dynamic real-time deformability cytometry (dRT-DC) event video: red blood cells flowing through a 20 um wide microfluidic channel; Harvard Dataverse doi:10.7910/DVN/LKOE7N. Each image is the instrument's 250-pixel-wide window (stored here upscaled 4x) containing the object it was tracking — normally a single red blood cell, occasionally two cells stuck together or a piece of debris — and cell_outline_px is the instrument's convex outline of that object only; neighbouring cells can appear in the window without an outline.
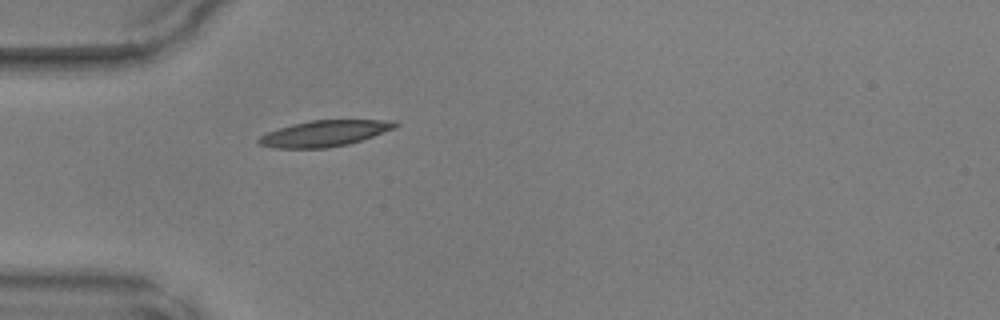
{"species": "common noctule bat (a hibernating species)", "species_latin": "Nyctalus noctula", "temperature_condition": "warm", "stored_images_in_passage": 32, "camera_frame_rate_fps": 3000, "um_per_image_px": 0.085, "animal": {"sex": "male", "body_mass_g": 17.9, "forearm_length_mm": 54.2}, "frame": {"image": 1, "passage_image": 1, "time_ms": 0.0, "image_size_px": [1000, 320], "cell_outline_px": [[400, 124], [396, 128], [348, 144], [328, 148], [276, 148], [260, 144], [256, 140], [260, 136], [268, 132], [292, 124], [312, 120], [380, 120]], "centroid_in_image_um": [27.55, 11.34], "position_along_channel_um": 57.5, "area_um2": 20.35}}
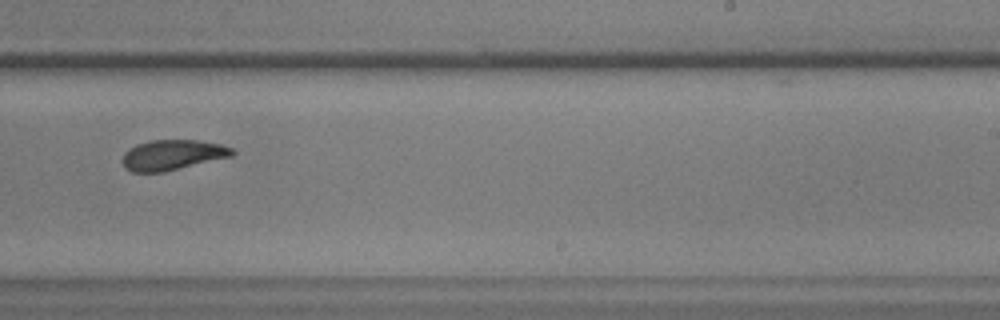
{"frame": {"image": 2, "passage_image": 17, "time_ms": 5.333, "image_size_px": [1000, 320], "cell_outline_px": [[236, 152], [232, 156], [164, 172], [132, 172], [124, 168], [124, 152], [136, 144], [152, 140], [196, 140], [220, 144], [232, 148]], "centroid_in_image_um": [14.66, 13.17], "position_along_channel_um": 274.3, "area_um2": 19.25}}
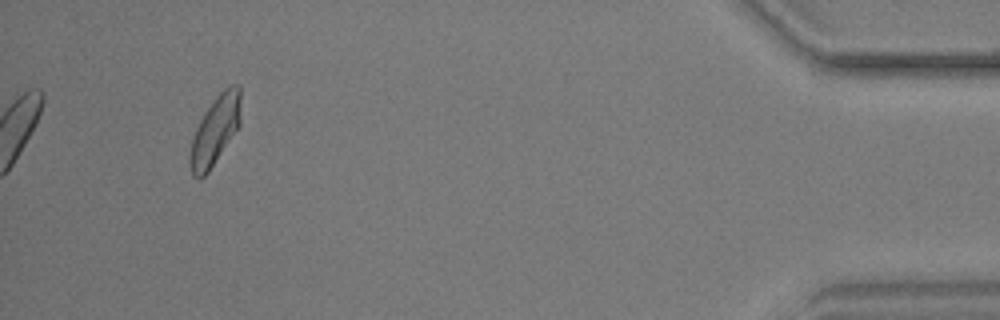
{"frame": {"image": 3, "passage_image": 32, "time_ms": 10.333, "image_size_px": [1000, 320], "cell_outline_px": [[240, 124], [208, 172], [200, 180], [192, 176], [188, 164], [188, 156], [192, 140], [196, 128], [204, 112], [216, 96], [228, 84], [240, 84]], "centroid_in_image_um": [18.26, 11.09], "position_along_channel_um": 416.9, "area_um2": 20.4}}